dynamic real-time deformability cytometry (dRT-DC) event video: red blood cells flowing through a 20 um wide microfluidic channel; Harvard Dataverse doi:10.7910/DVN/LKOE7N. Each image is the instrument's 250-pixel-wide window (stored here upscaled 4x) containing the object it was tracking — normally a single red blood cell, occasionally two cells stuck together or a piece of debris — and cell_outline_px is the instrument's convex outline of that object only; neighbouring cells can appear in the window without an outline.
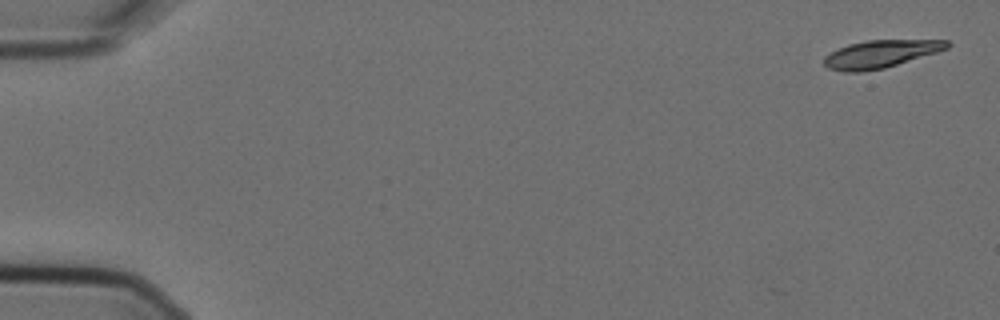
{"species": "Egyptian fruit bat (a non-hibernating species)", "species_latin": "Rousettus aegyptiacus", "temperature_condition": "cold", "stored_images_in_passage": 7, "camera_frame_rate_fps": 3000, "um_per_image_px": 0.085, "animal": {"sex": "female"}, "frame": {"image": 1, "passage_image": 1, "time_ms": 0.0, "image_size_px": [1000, 320], "cell_outline_px": [[952, 44], [948, 48], [936, 52], [884, 68], [860, 72], [844, 72], [828, 68], [824, 64], [824, 56], [848, 44], [868, 40], [948, 40]], "centroid_in_image_um": [74.84, 4.58], "position_along_channel_um": 10.2, "area_um2": 19.59}}
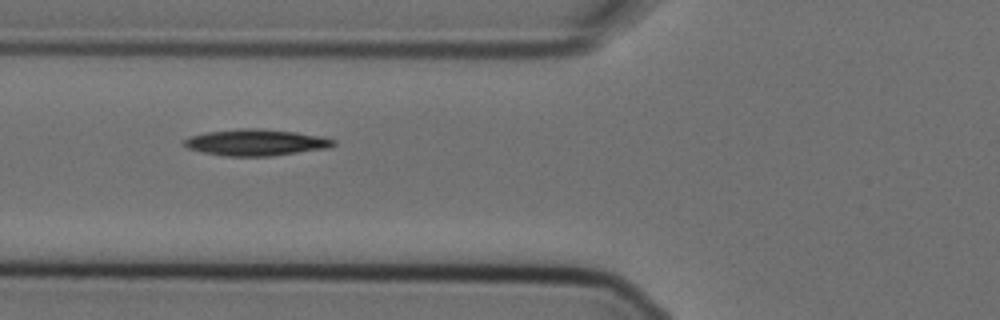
{"frame": {"image": 2, "passage_image": 6, "time_ms": 1.667, "image_size_px": [1000, 320], "cell_outline_px": [[336, 144], [328, 148], [272, 156], [224, 156], [204, 152], [188, 148], [184, 144], [184, 140], [192, 136], [208, 132], [240, 128], [260, 128], [296, 132], [320, 136], [336, 140]], "centroid_in_image_um": [21.8, 12.11], "position_along_channel_um": 104.0, "area_um2": 22.83}}
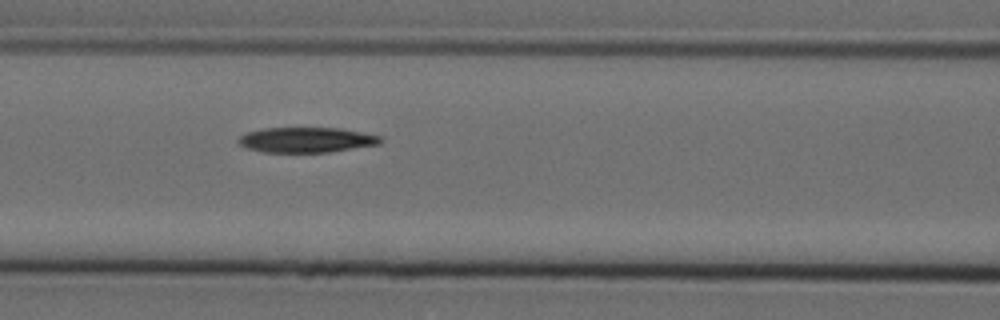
{"frame": {"image": 3, "passage_image": 7, "time_ms": 2.0, "image_size_px": [1000, 320], "cell_outline_px": [[384, 140], [380, 144], [328, 152], [264, 152], [248, 148], [240, 144], [236, 140], [240, 136], [248, 132], [264, 128], [340, 128], [380, 136]], "centroid_in_image_um": [26.05, 11.89], "position_along_channel_um": 140.5, "area_um2": 20.69}}